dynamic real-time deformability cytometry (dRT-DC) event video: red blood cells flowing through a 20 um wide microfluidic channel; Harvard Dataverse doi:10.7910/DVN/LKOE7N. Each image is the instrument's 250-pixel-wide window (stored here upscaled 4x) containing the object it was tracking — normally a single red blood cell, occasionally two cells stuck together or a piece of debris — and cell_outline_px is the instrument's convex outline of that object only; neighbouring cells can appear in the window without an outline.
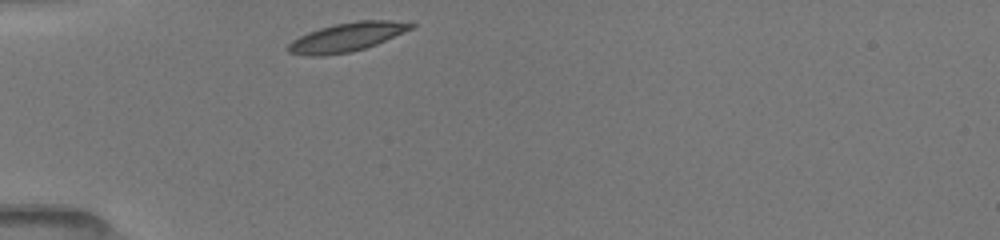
{"species": "common noctule bat (a hibernating species)", "species_latin": "Nyctalus noctula", "temperature_condition": "room temperature", "stored_images_in_passage": 5, "camera_frame_rate_fps": 3000, "um_per_image_px": 0.085, "animal": {"sex": "female", "body_mass_g": 19.5, "forearm_length_mm": 54.1}, "frame": {"image": 1, "passage_image": 1, "time_ms": 0.0, "image_size_px": [1000, 240], "cell_outline_px": [[416, 24], [412, 28], [404, 32], [376, 44], [364, 48], [348, 52], [324, 56], [308, 56], [288, 52], [284, 48], [292, 40], [308, 32], [320, 28], [336, 24], [356, 20], [392, 20]], "centroid_in_image_um": [29.43, 3.16], "position_along_channel_um": 55.6, "area_um2": 20.52}}
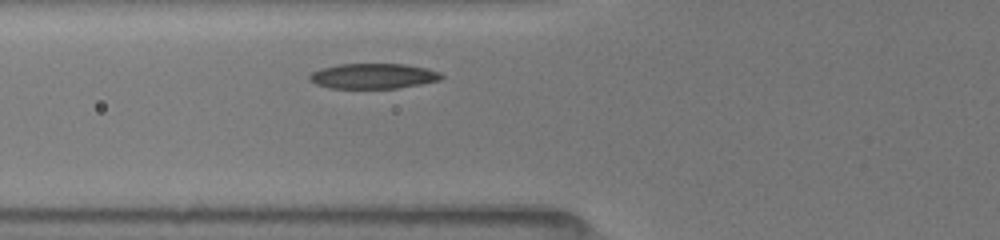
{"frame": {"image": 2, "passage_image": 5, "time_ms": 1.333, "image_size_px": [1000, 240], "cell_outline_px": [[444, 76], [440, 80], [400, 88], [328, 88], [316, 84], [308, 80], [308, 76], [312, 72], [320, 68], [340, 64], [404, 64], [424, 68], [440, 72]], "centroid_in_image_um": [31.69, 6.47], "position_along_channel_um": 94.1, "area_um2": 19.42}}